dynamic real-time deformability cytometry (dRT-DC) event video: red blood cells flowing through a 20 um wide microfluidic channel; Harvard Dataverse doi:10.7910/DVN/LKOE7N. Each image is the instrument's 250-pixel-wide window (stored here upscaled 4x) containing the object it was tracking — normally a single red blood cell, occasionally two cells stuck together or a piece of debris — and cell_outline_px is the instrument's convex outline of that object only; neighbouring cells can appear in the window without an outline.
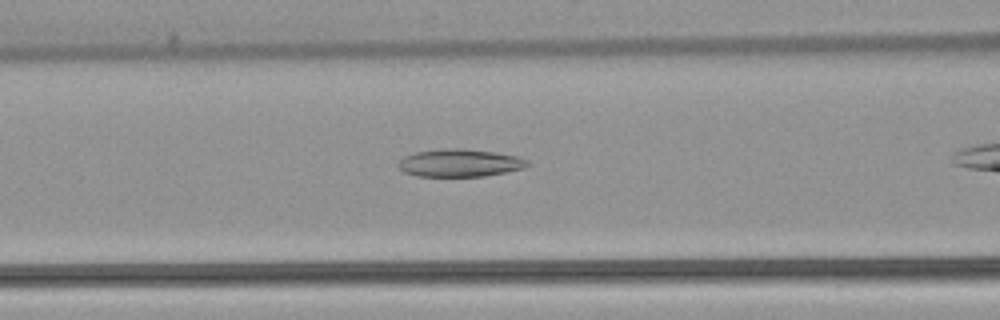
{"species": "common noctule bat (a hibernating species)", "species_latin": "Nyctalus noctula", "temperature_condition": "warm", "stored_images_in_passage": 39, "camera_frame_rate_fps": 3000, "um_per_image_px": 0.085, "animal": {"sex": "female", "body_mass_g": 22.7, "forearm_length_mm": 54.2}, "frame": {"image": 1, "passage_image": 14, "time_ms": 4.333, "image_size_px": [1000, 320], "cell_outline_px": [[532, 164], [524, 168], [484, 176], [416, 176], [404, 172], [396, 164], [404, 156], [416, 152], [444, 148], [464, 148], [496, 152], [520, 156], [528, 160]], "centroid_in_image_um": [39.11, 13.84], "position_along_channel_um": 127.5, "area_um2": 21.04}}
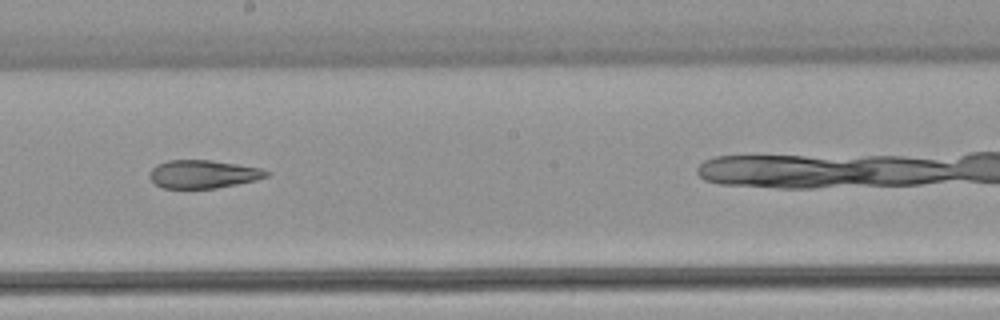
{"frame": {"image": 2, "passage_image": 22, "time_ms": 7.0, "image_size_px": [1000, 320], "cell_outline_px": [[272, 172], [268, 176], [256, 180], [216, 188], [164, 188], [156, 184], [148, 176], [152, 168], [156, 164], [168, 160], [212, 160], [260, 168]], "centroid_in_image_um": [17.27, 14.79], "position_along_channel_um": 230.9, "area_um2": 19.13}}
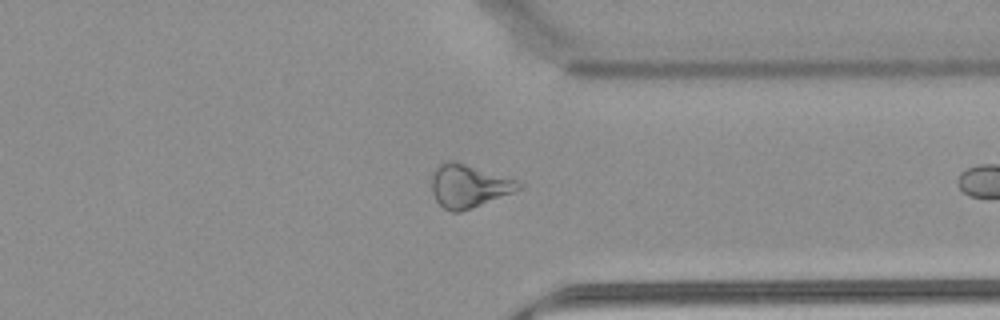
{"frame": {"image": 3, "passage_image": 33, "time_ms": 10.667, "image_size_px": [1000, 320], "cell_outline_px": [[524, 188], [472, 208], [460, 212], [452, 212], [444, 208], [436, 200], [432, 192], [432, 172], [440, 164], [448, 160], [456, 160], [516, 180], [524, 184]], "centroid_in_image_um": [39.85, 15.8], "position_along_channel_um": 371.6, "area_um2": 21.91}, "authors_computed_cell_mechanics": {"area_um2": 21.6172, "velocity_mm_per_s": 3.8867, "shape_relaxation_time_tau1_ms": null, "shape_relaxation_time_tau2_ms": 7.3139, "deformation_change_tau1": null, "deformation_change_tau2": 0.2072}}